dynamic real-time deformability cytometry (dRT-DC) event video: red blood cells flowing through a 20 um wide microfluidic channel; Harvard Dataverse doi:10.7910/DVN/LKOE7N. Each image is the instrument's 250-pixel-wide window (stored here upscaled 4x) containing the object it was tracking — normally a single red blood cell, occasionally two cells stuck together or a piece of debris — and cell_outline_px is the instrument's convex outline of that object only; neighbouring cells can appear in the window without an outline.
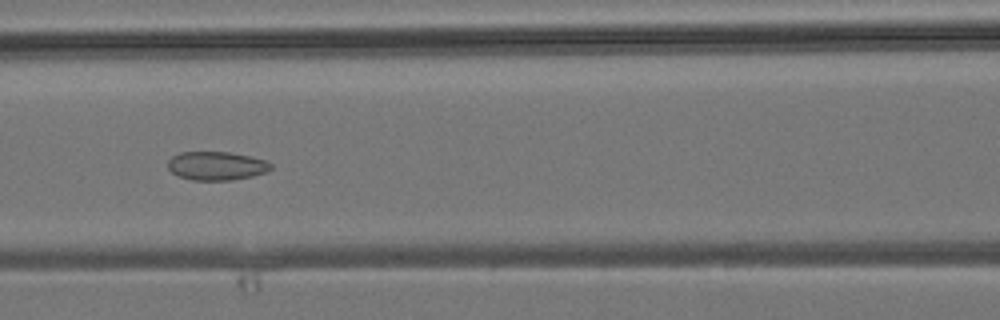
{"species": "common noctule bat (a hibernating species)", "species_latin": "Nyctalus noctula", "temperature_condition": "room temperature", "stored_images_in_passage": 7, "camera_frame_rate_fps": 3000, "um_per_image_px": 0.085, "animal": {"sex": "male", "body_mass_g": 19.2, "forearm_length_mm": 51.8}, "frame": {"image": 1, "passage_image": 7, "time_ms": 6.667, "image_size_px": [1000, 320], "cell_outline_px": [[272, 168], [268, 172], [252, 176], [232, 180], [192, 180], [180, 176], [172, 172], [168, 168], [168, 160], [172, 156], [180, 152], [228, 152], [252, 156], [264, 160], [272, 164]], "centroid_in_image_um": [18.42, 14.09], "position_along_channel_um": 148.2, "area_um2": 17.22}}